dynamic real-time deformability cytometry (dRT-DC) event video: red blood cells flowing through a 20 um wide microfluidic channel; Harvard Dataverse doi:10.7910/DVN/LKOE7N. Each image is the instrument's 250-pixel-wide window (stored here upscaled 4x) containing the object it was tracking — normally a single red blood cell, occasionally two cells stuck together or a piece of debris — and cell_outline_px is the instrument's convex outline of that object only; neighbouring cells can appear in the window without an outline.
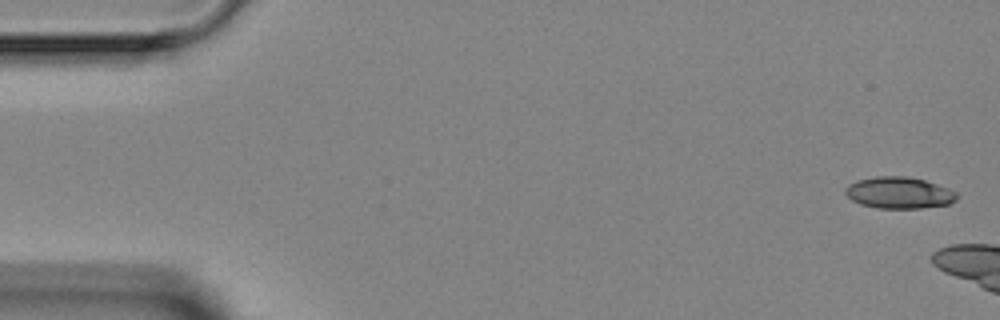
{"species": "Egyptian fruit bat (a non-hibernating species)", "species_latin": "Rousettus aegyptiacus", "temperature_condition": "room temperature", "stored_images_in_passage": 4, "camera_frame_rate_fps": 3000, "um_per_image_px": 0.085, "animal": {"sex": "female"}, "frame": {"image": 1, "passage_image": 1, "time_ms": 0.0, "image_size_px": [1000, 320], "cell_outline_px": [[956, 200], [948, 204], [920, 208], [876, 208], [860, 204], [852, 200], [844, 192], [844, 188], [848, 184], [856, 180], [876, 176], [908, 176], [924, 180], [948, 188], [956, 192]], "centroid_in_image_um": [76.38, 16.38], "position_along_channel_um": 8.6, "area_um2": 20.52}}